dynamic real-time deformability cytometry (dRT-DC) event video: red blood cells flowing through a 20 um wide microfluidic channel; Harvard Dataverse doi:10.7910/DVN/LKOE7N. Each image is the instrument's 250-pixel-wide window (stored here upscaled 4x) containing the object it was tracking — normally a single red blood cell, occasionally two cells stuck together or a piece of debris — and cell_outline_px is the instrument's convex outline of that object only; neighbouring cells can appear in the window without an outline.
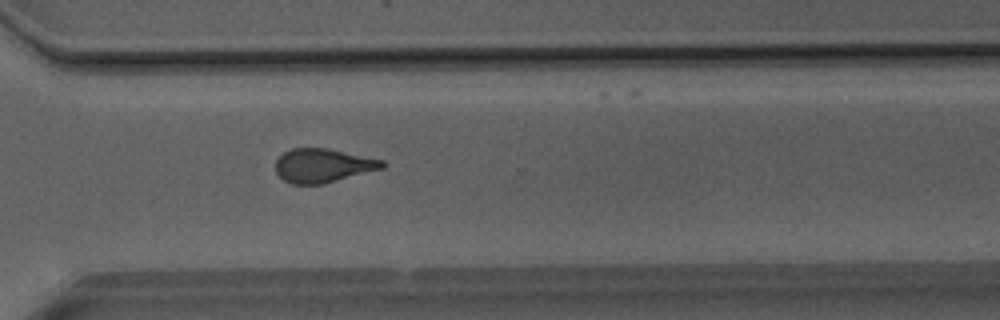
{"species": "Egyptian fruit bat (a non-hibernating species)", "species_latin": "Rousettus aegyptiacus", "temperature_condition": "room temperature", "stored_images_in_passage": 51, "camera_frame_rate_fps": 3000, "um_per_image_px": 0.085, "animal": {"sex": "male"}, "frame": {"image": 1, "passage_image": 37, "time_ms": 12.0, "image_size_px": [1000, 320], "cell_outline_px": [[388, 164], [384, 168], [324, 184], [292, 184], [284, 180], [276, 172], [276, 160], [284, 152], [292, 148], [328, 148], [384, 160]], "centroid_in_image_um": [27.49, 14.07], "position_along_channel_um": 343.1, "area_um2": 21.15}}
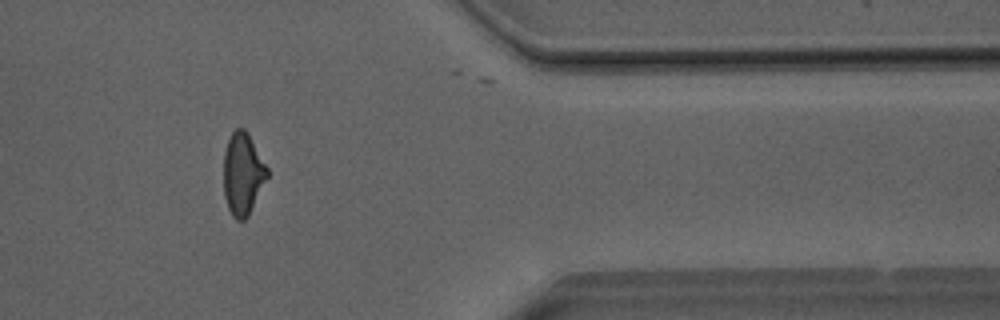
{"frame": {"image": 2, "passage_image": 42, "time_ms": 13.667, "image_size_px": [1000, 320], "cell_outline_px": [[268, 176], [248, 216], [244, 220], [236, 220], [232, 216], [228, 208], [224, 196], [224, 152], [228, 140], [232, 132], [236, 128], [244, 128], [248, 132], [268, 168]], "centroid_in_image_um": [20.63, 14.77], "position_along_channel_um": 390.8, "area_um2": 20.87}}
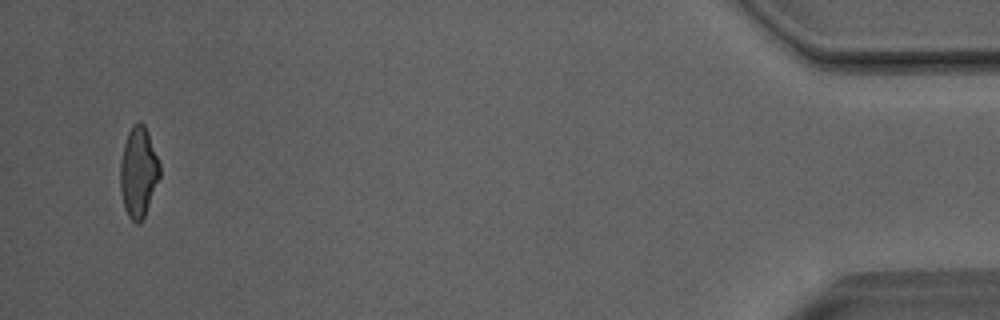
{"frame": {"image": 3, "passage_image": 49, "time_ms": 16.0, "image_size_px": [1000, 320], "cell_outline_px": [[160, 176], [144, 216], [140, 224], [136, 224], [128, 216], [124, 208], [120, 192], [120, 164], [124, 144], [128, 132], [132, 124], [140, 120], [144, 124], [148, 132], [160, 164]], "centroid_in_image_um": [11.75, 14.62], "position_along_channel_um": 423.4, "area_um2": 20.87}, "authors_computed_cell_mechanics": {"area_um2": 22.0218, "velocity_mm_per_s": 4.0723, "shape_relaxation_time_tau1_ms": 8.6521, "shape_relaxation_time_tau2_ms": 1.5825, "deformation_change_tau1": 0.2081, "deformation_change_tau2": 0.1028}}